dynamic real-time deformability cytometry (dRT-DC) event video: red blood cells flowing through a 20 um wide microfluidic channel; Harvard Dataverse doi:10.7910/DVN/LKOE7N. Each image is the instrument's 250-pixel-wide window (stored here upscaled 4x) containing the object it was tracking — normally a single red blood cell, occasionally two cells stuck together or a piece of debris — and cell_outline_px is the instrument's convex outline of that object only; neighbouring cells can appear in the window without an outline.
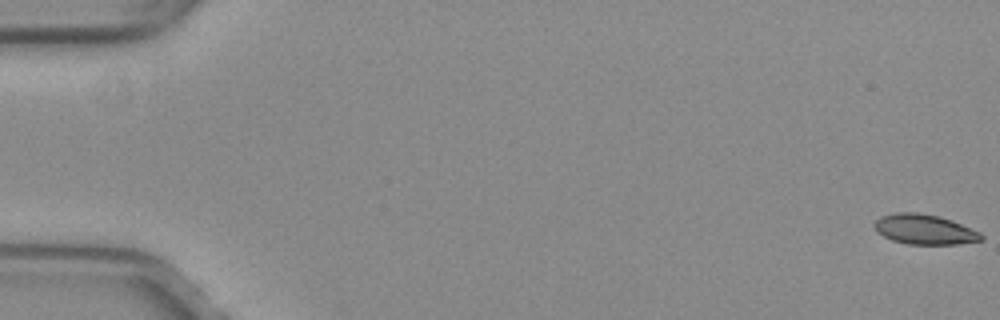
{"species": "common noctule bat (a hibernating species)", "species_latin": "Nyctalus noctula", "temperature_condition": "warm", "stored_images_in_passage": 18, "camera_frame_rate_fps": 3000, "um_per_image_px": 0.085, "animal": {"sex": "female", "body_mass_g": 29.2, "forearm_length_mm": 56.3}, "frame": {"image": 1, "passage_image": 1, "time_ms": 0.0, "image_size_px": [1000, 320], "cell_outline_px": [[984, 240], [956, 244], [908, 244], [892, 240], [876, 232], [872, 224], [880, 216], [896, 212], [916, 212], [940, 216], [952, 220], [980, 232], [984, 236]], "centroid_in_image_um": [78.57, 19.49], "position_along_channel_um": 6.4, "area_um2": 18.84}}
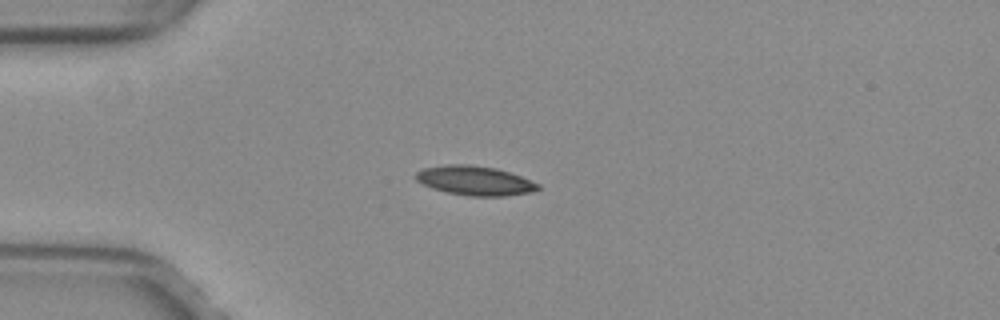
{"frame": {"image": 2, "passage_image": 15, "time_ms": 4.667, "image_size_px": [1000, 320], "cell_outline_px": [[540, 188], [532, 192], [504, 196], [468, 196], [448, 192], [432, 188], [416, 180], [416, 172], [424, 168], [444, 164], [468, 164], [496, 168], [520, 176], [540, 184]], "centroid_in_image_um": [40.37, 15.35], "position_along_channel_um": 44.6, "area_um2": 20.81}}